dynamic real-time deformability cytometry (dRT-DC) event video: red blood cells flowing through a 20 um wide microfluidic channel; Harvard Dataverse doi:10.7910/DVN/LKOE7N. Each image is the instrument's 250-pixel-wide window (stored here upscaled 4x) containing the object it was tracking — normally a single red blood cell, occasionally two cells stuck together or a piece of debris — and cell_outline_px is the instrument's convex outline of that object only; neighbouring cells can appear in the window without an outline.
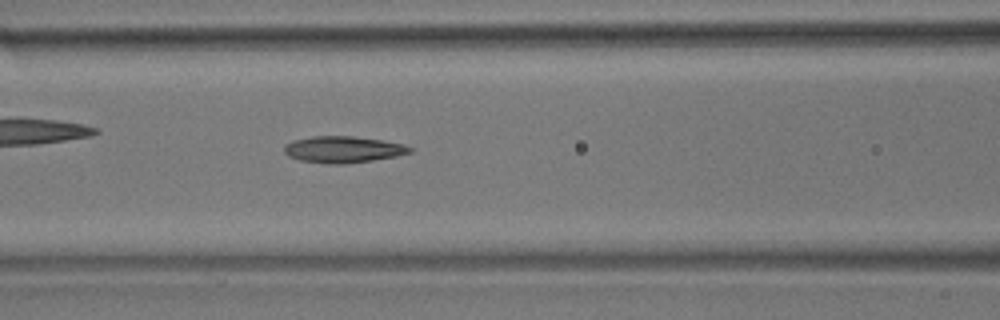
{"species": "common noctule bat (a hibernating species)", "species_latin": "Nyctalus noctula", "temperature_condition": "room temperature", "stored_images_in_passage": 49, "camera_frame_rate_fps": 3000, "um_per_image_px": 0.085, "animal": {"sex": "male", "body_mass_g": 17.9}, "frame": {"image": 1, "passage_image": 21, "time_ms": 6.667, "image_size_px": [1000, 320], "cell_outline_px": [[412, 152], [396, 156], [372, 160], [344, 164], [328, 164], [300, 160], [288, 156], [284, 152], [284, 144], [292, 140], [312, 136], [352, 136], [384, 140], [404, 144], [412, 148]], "centroid_in_image_um": [29.14, 12.7], "position_along_channel_um": 137.5, "area_um2": 19.54}}